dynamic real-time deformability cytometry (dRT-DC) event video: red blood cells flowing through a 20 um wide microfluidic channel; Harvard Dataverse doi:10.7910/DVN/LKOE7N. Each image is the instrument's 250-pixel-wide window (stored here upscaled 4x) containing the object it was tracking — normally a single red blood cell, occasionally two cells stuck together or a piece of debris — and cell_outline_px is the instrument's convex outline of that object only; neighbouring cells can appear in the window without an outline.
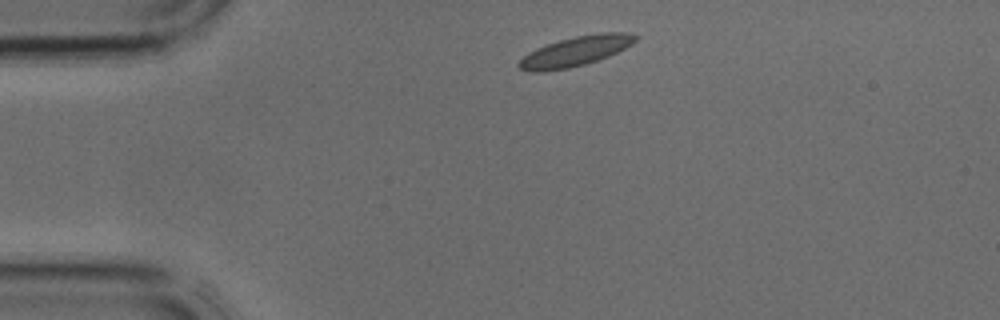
{"species": "common noctule bat (a hibernating species)", "species_latin": "Nyctalus noctula", "temperature_condition": "cold", "stored_images_in_passage": 2, "camera_frame_rate_fps": 3000, "um_per_image_px": 0.085, "animal": {"sex": "male", "body_mass_g": 17.9, "forearm_length_mm": 54.2}, "frame": {"image": 1, "passage_image": 1, "time_ms": 0.0, "image_size_px": [1000, 320], "cell_outline_px": [[640, 36], [632, 44], [608, 56], [584, 64], [568, 68], [540, 72], [528, 72], [520, 68], [516, 64], [528, 52], [536, 48], [560, 40], [576, 36], [600, 32], [628, 32]], "centroid_in_image_um": [48.92, 4.35], "position_along_channel_um": 36.1, "area_um2": 20.11}}